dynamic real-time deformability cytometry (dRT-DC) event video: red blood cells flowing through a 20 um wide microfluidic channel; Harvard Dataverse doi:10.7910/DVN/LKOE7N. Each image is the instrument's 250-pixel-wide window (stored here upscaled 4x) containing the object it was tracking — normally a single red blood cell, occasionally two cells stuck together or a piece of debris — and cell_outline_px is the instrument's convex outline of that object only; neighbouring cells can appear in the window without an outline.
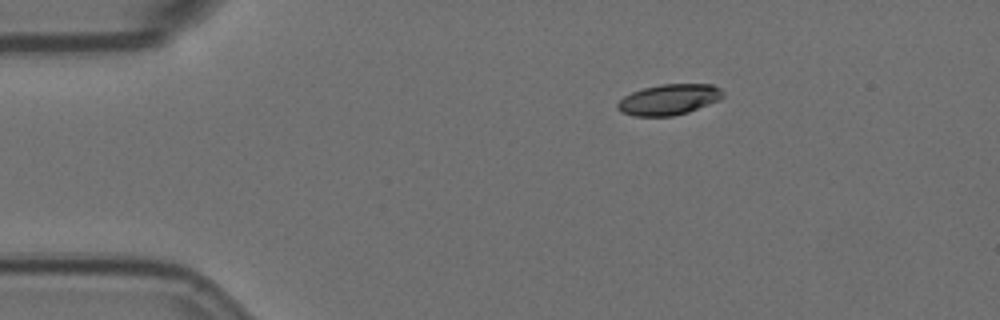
{"species": "Egyptian fruit bat (a non-hibernating species)", "species_latin": "Rousettus aegyptiacus", "temperature_condition": "room temperature", "stored_images_in_passage": 50, "camera_frame_rate_fps": 3000, "um_per_image_px": 0.085, "animal": {"sex": "female"}, "frame": {"image": 1, "passage_image": 1, "time_ms": 0.0, "image_size_px": [1000, 320], "cell_outline_px": [[724, 96], [720, 100], [688, 112], [672, 116], [632, 116], [620, 112], [616, 108], [616, 104], [624, 96], [632, 92], [644, 88], [660, 84], [712, 84], [720, 88], [724, 92]], "centroid_in_image_um": [56.86, 8.46], "position_along_channel_um": 28.1, "area_um2": 19.02}}
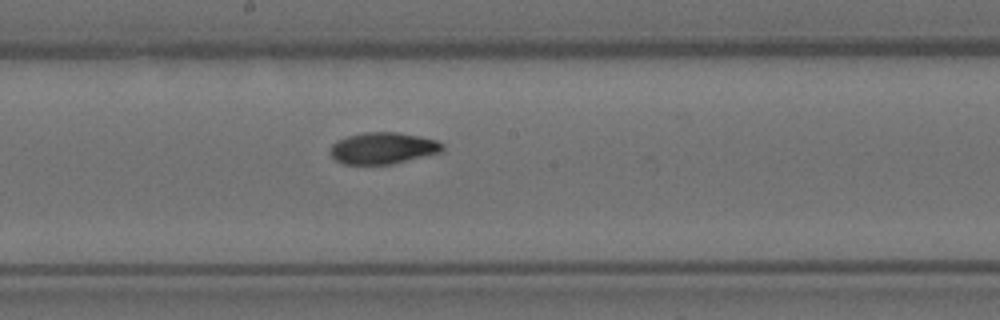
{"frame": {"image": 2, "passage_image": 22, "time_ms": 7.0, "image_size_px": [1000, 320], "cell_outline_px": [[444, 148], [440, 152], [392, 164], [344, 164], [336, 160], [328, 152], [328, 148], [336, 140], [348, 136], [364, 132], [396, 132], [420, 136], [436, 140], [444, 144]], "centroid_in_image_um": [32.51, 12.59], "position_along_channel_um": 215.7, "area_um2": 20.69}}
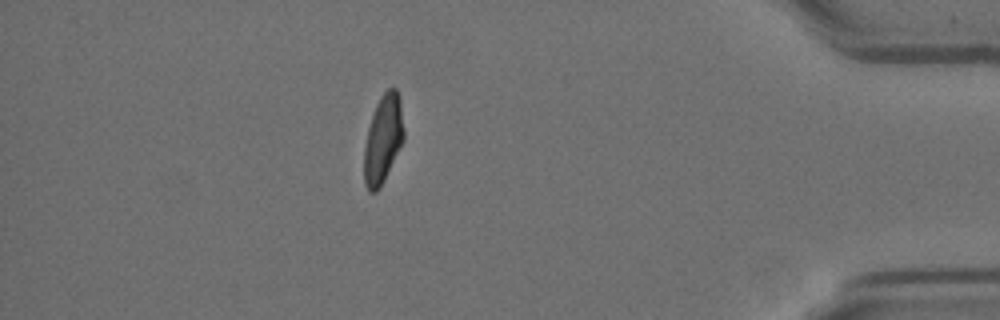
{"frame": {"image": 3, "passage_image": 42, "time_ms": 13.667, "image_size_px": [1000, 320], "cell_outline_px": [[404, 140], [380, 188], [376, 192], [368, 192], [364, 184], [364, 148], [368, 128], [376, 104], [380, 96], [388, 88], [396, 88], [400, 96], [404, 128]], "centroid_in_image_um": [32.56, 11.82], "position_along_channel_um": 402.6, "area_um2": 20.58}}